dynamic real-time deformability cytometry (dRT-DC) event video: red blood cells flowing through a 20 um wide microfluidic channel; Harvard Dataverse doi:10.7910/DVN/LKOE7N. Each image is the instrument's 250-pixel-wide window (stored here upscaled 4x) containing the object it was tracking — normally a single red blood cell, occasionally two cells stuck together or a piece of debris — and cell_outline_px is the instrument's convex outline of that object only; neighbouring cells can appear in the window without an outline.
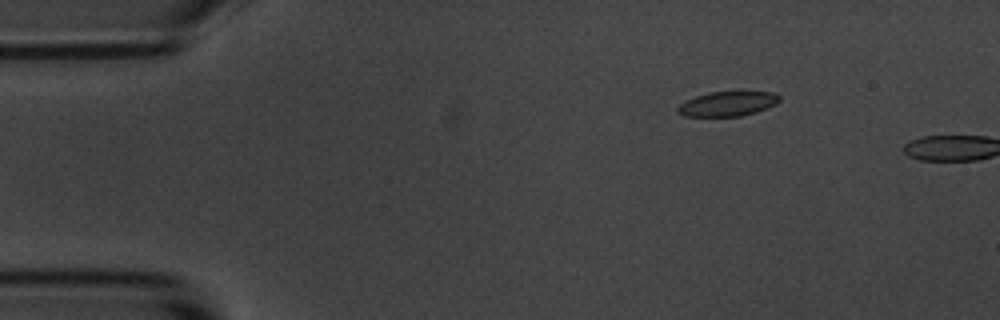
{"species": "common noctule bat (a hibernating species)", "species_latin": "Nyctalus noctula", "temperature_condition": "room temperature", "stored_images_in_passage": 3, "camera_frame_rate_fps": 3000, "um_per_image_px": 0.085, "animal": {"sex": "male", "body_mass_g": 20.1, "forearm_length_mm": 53.5}, "frame": {"image": 1, "passage_image": 2, "time_ms": 1.333, "image_size_px": [1000, 320], "cell_outline_px": [[780, 100], [776, 104], [756, 112], [740, 116], [684, 116], [676, 112], [676, 108], [680, 104], [696, 96], [708, 92], [740, 88], [776, 92], [780, 96]], "centroid_in_image_um": [61.92, 8.75], "position_along_channel_um": 23.1, "area_um2": 15.55}}